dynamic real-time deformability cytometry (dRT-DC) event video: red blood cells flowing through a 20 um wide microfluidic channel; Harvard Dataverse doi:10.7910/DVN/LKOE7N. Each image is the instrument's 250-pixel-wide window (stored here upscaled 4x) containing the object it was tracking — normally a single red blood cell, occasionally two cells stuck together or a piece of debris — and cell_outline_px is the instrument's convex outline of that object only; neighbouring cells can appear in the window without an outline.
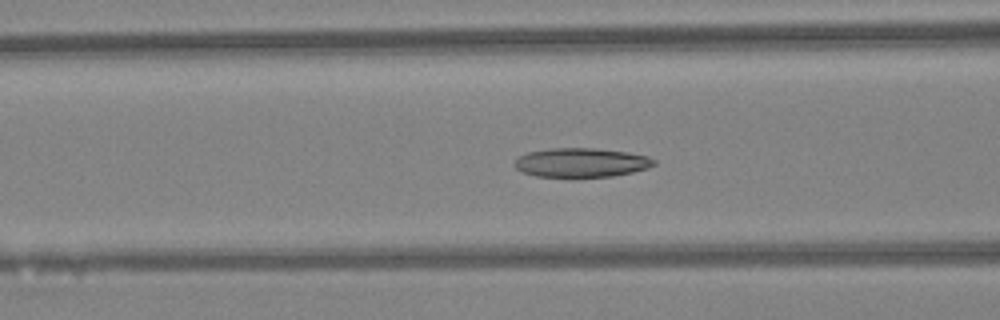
{"species": "Egyptian fruit bat (a non-hibernating species)", "species_latin": "Rousettus aegyptiacus", "temperature_condition": "warm", "stored_images_in_passage": 35, "camera_frame_rate_fps": 3000, "um_per_image_px": 0.085, "animal": {"sex": "female"}, "frame": {"image": 1, "passage_image": 7, "time_ms": 2.0, "image_size_px": [1000, 320], "cell_outline_px": [[656, 164], [648, 168], [632, 172], [612, 176], [536, 176], [520, 172], [512, 164], [516, 156], [528, 152], [552, 148], [596, 148], [628, 152], [648, 156], [656, 160]], "centroid_in_image_um": [49.37, 13.8], "position_along_channel_um": 117.2, "area_um2": 23.76}}
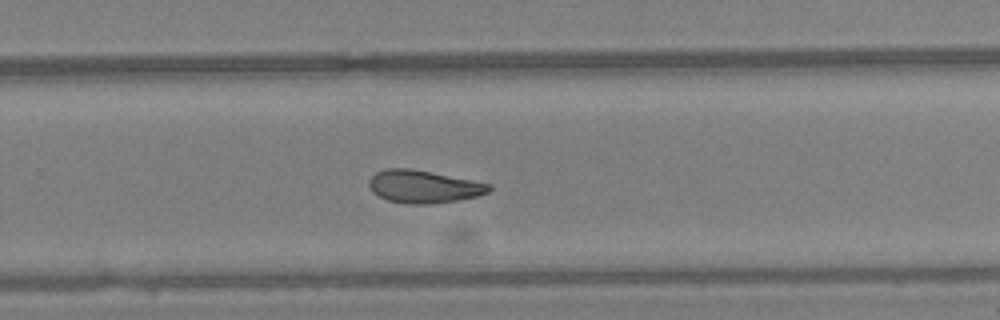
{"frame": {"image": 2, "passage_image": 19, "time_ms": 6.0, "image_size_px": [1000, 320], "cell_outline_px": [[492, 188], [488, 192], [476, 196], [456, 200], [432, 204], [408, 204], [388, 200], [372, 192], [368, 184], [368, 180], [376, 172], [384, 168], [408, 168], [492, 184]], "centroid_in_image_um": [35.97, 15.86], "position_along_channel_um": 293.8, "area_um2": 22.66}}
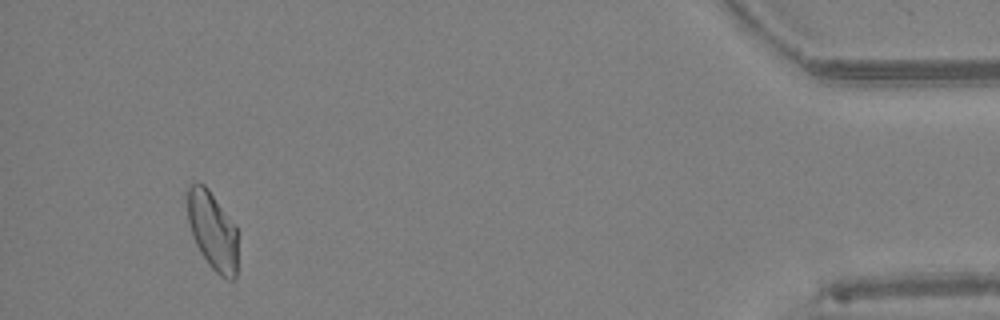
{"frame": {"image": 3, "passage_image": 32, "time_ms": 10.333, "image_size_px": [1000, 320], "cell_outline_px": [[236, 276], [232, 280], [228, 280], [220, 276], [208, 264], [200, 252], [192, 236], [188, 220], [184, 196], [184, 192], [192, 184], [204, 184], [208, 188], [236, 228]], "centroid_in_image_um": [18.0, 19.59], "position_along_channel_um": 417.2, "area_um2": 22.95}, "authors_computed_cell_mechanics": {"area_um2": 23.2356, "velocity_mm_per_s": 4.4324, "shape_relaxation_time_tau1_ms": 10.104, "shape_relaxation_time_tau2_ms": 6.1304, "deformation_change_tau1": 0.2209, "deformation_change_tau2": 0.1414}}